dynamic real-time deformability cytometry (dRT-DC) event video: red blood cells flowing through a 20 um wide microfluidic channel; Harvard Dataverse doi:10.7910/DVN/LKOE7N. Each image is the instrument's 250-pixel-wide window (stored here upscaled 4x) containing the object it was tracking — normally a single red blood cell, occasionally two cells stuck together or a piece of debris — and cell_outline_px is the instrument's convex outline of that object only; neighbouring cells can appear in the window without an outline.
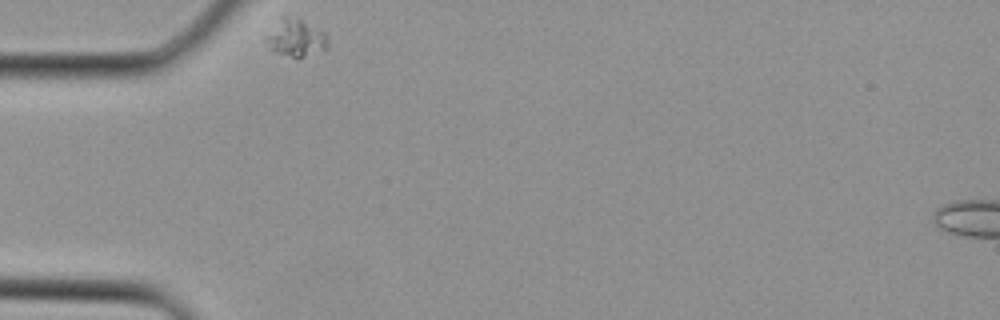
{"species": "Egyptian fruit bat (a non-hibernating species)", "species_latin": "Rousettus aegyptiacus", "temperature_condition": "cold", "stored_images_in_passage": 5, "camera_frame_rate_fps": 3000, "um_per_image_px": 0.085, "animal": {"sex": "female"}, "frame": {"image": 1, "passage_image": 4, "time_ms": 1.0, "image_size_px": [1000, 320], "cell_outline_px": [[328, 48], [296, 60], [276, 52], [268, 48], [268, 36], [280, 16], [284, 12], [296, 16], [324, 32], [328, 36]], "centroid_in_image_um": [25.18, 3.2], "position_along_channel_um": 59.8, "area_um2": 13.76}}
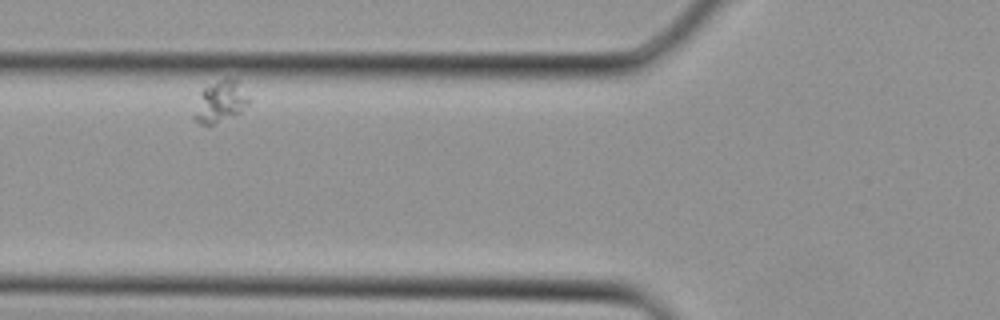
{"frame": {"image": 2, "passage_image": 5, "time_ms": 1.333, "image_size_px": [1000, 320], "cell_outline_px": [[252, 100], [240, 112], [208, 128], [200, 124], [192, 116], [200, 92], [204, 88], [224, 76], [228, 76], [236, 80]], "centroid_in_image_um": [18.71, 8.65], "position_along_channel_um": 107.1, "area_um2": 13.58}}